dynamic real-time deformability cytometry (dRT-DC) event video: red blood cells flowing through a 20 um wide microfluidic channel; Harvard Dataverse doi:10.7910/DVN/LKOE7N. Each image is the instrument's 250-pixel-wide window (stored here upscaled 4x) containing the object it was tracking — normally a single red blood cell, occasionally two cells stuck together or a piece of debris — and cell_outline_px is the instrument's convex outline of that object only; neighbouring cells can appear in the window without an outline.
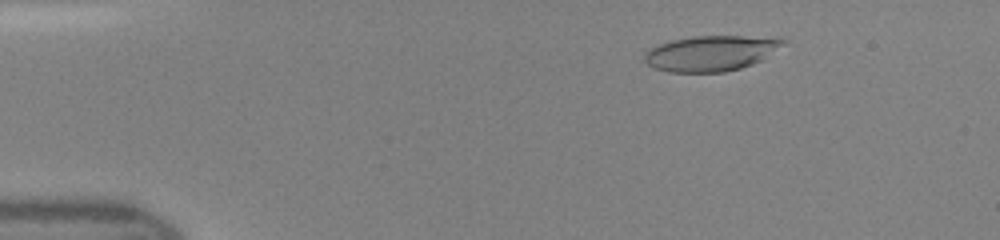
{"species": "human", "species_latin": "Homo sapiens", "temperature_condition": "room temperature", "stored_images_in_passage": 41, "camera_frame_rate_fps": 3000, "um_per_image_px": 0.085, "donor": {"sex": "female"}, "frame": {"image": 1, "passage_image": 1, "time_ms": 0.0, "image_size_px": [1000, 240], "cell_outline_px": [[784, 40], [780, 44], [760, 60], [752, 64], [740, 68], [724, 72], [668, 72], [656, 68], [648, 64], [644, 60], [644, 52], [648, 48], [672, 40], [692, 36], [784, 36]], "centroid_in_image_um": [60.38, 4.51], "position_along_channel_um": 24.6, "area_um2": 28.44}}
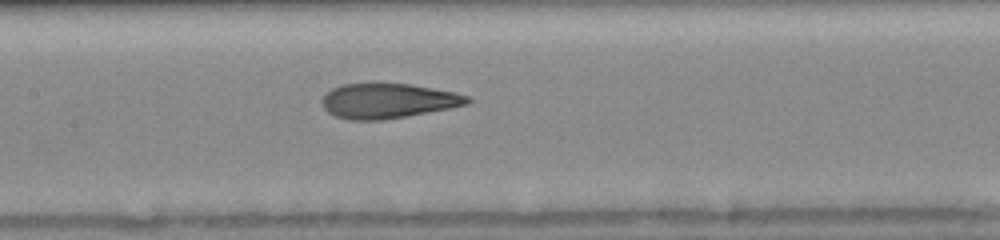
{"frame": {"image": 2, "passage_image": 17, "time_ms": 5.333, "image_size_px": [1000, 240], "cell_outline_px": [[472, 100], [468, 104], [408, 116], [384, 120], [348, 120], [336, 116], [328, 112], [324, 108], [320, 100], [332, 88], [344, 84], [412, 84], [456, 92], [468, 96]], "centroid_in_image_um": [32.98, 8.58], "position_along_channel_um": 174.4, "area_um2": 29.48}}
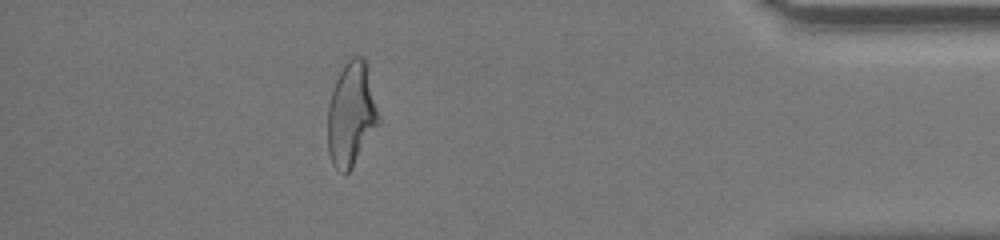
{"frame": {"image": 3, "passage_image": 36, "time_ms": 11.667, "image_size_px": [1000, 240], "cell_outline_px": [[380, 124], [352, 168], [344, 176], [332, 164], [328, 152], [328, 108], [332, 92], [336, 80], [344, 64], [352, 56], [360, 56], [364, 60], [380, 116]], "centroid_in_image_um": [29.86, 9.79], "position_along_channel_um": 405.3, "area_um2": 30.69}}